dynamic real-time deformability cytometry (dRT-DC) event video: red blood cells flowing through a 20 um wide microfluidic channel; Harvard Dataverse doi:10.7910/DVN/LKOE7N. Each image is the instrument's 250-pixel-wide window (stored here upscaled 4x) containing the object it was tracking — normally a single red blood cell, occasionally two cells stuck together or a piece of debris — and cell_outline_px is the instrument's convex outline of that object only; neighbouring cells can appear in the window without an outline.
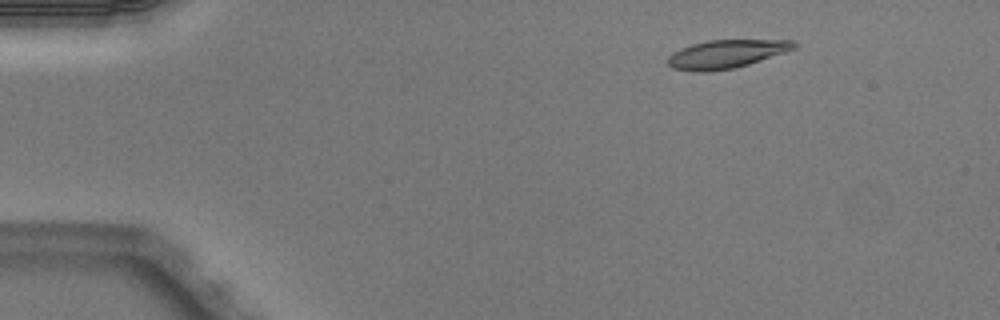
{"species": "Egyptian fruit bat (a non-hibernating species)", "species_latin": "Rousettus aegyptiacus", "temperature_condition": "warm", "stored_images_in_passage": 44, "camera_frame_rate_fps": 3000, "um_per_image_px": 0.085, "animal": {"sex": "male"}, "frame": {"image": 1, "passage_image": 1, "time_ms": 0.0, "image_size_px": [1000, 320], "cell_outline_px": [[796, 48], [748, 64], [732, 68], [708, 72], [692, 72], [672, 68], [668, 64], [668, 56], [672, 52], [680, 48], [692, 44], [708, 40], [792, 40], [796, 44]], "centroid_in_image_um": [61.67, 4.59], "position_along_channel_um": 23.3, "area_um2": 20.75}}
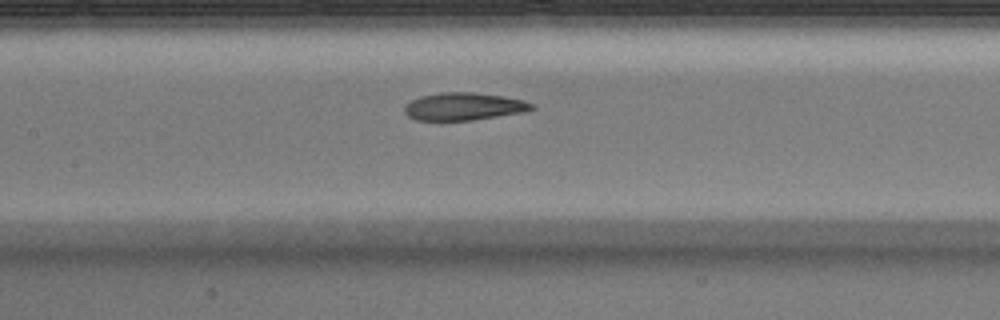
{"frame": {"image": 2, "passage_image": 18, "time_ms": 5.667, "image_size_px": [1000, 320], "cell_outline_px": [[536, 108], [520, 112], [472, 120], [416, 120], [408, 116], [404, 112], [404, 108], [412, 100], [420, 96], [444, 92], [472, 92], [504, 96], [524, 100], [532, 104]], "centroid_in_image_um": [39.4, 9.04], "position_along_channel_um": 168.0, "area_um2": 20.17}}
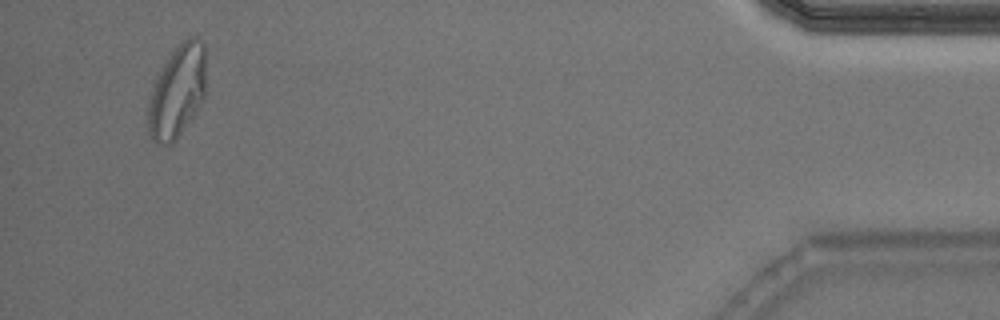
{"frame": {"image": 3, "passage_image": 42, "time_ms": 13.667, "image_size_px": [1000, 320], "cell_outline_px": [[204, 100], [176, 140], [172, 144], [164, 144], [152, 140], [148, 132], [148, 100], [152, 88], [164, 64], [176, 44], [180, 40], [192, 36], [196, 36], [204, 44]], "centroid_in_image_um": [15.05, 7.77], "position_along_channel_um": 420.1, "area_um2": 31.1}, "authors_computed_cell_mechanics": {"area_um2": 21.4727, "velocity_mm_per_s": 4.0432, "shape_relaxation_time_tau1_ms": 4.494, "shape_relaxation_time_tau2_ms": 1.7857, "deformation_change_tau1": 0.187, "deformation_change_tau2": 0.0978}}